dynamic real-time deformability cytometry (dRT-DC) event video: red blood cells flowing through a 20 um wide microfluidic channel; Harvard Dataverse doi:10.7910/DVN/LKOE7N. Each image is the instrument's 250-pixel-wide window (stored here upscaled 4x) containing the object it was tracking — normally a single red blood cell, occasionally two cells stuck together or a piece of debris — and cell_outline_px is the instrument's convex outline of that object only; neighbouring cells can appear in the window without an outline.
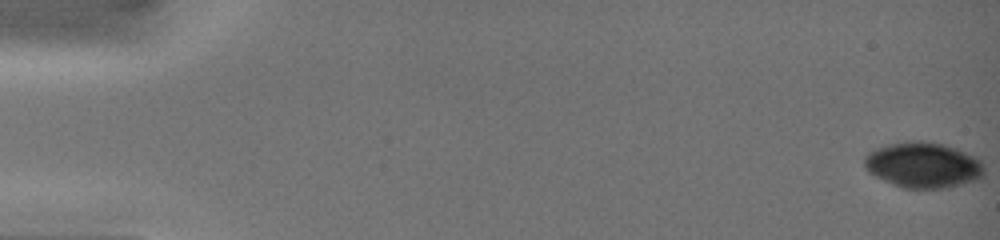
{"species": "common noctule bat (a hibernating species)", "species_latin": "Nyctalus noctula", "temperature_condition": "warm", "stored_images_in_passage": 15, "camera_frame_rate_fps": 3000, "um_per_image_px": 0.085, "animal": {"sex": "female", "body_mass_g": 19.0, "forearm_length_mm": 51.5}, "frame": {"image": 1, "passage_image": 1, "time_ms": 0.0, "image_size_px": [1000, 240], "cell_outline_px": [[984, 176], [976, 180], [948, 188], [904, 188], [892, 184], [868, 172], [864, 168], [864, 156], [868, 152], [876, 148], [888, 144], [908, 140], [920, 140], [944, 144], [956, 148], [980, 160], [984, 164]], "centroid_in_image_um": [78.45, 14.02], "position_along_channel_um": 6.5, "area_um2": 32.08}}
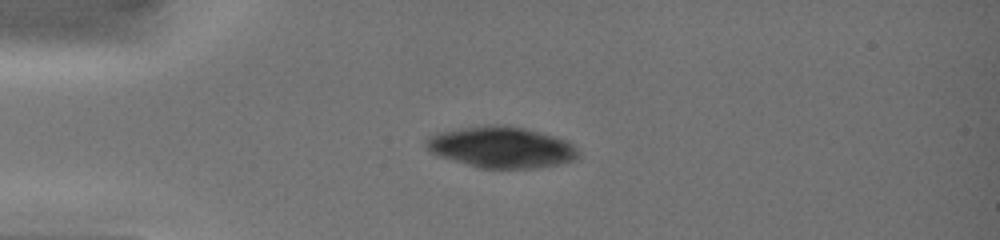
{"frame": {"image": 2, "passage_image": 13, "time_ms": 4.333, "image_size_px": [1000, 240], "cell_outline_px": [[580, 156], [576, 160], [560, 164], [540, 168], [480, 168], [436, 156], [428, 152], [424, 144], [424, 140], [428, 136], [436, 132], [456, 128], [484, 124], [504, 124], [524, 128], [556, 136], [568, 140], [580, 152]], "centroid_in_image_um": [42.58, 12.5], "position_along_channel_um": 42.4, "area_um2": 37.51}}